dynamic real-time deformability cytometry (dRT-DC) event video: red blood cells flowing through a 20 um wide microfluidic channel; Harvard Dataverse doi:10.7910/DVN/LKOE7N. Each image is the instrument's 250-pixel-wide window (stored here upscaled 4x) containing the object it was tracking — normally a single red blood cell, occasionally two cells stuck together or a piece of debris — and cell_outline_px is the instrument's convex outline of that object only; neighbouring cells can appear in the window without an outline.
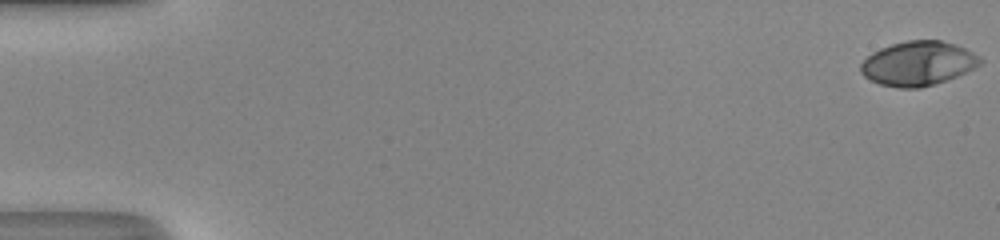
{"species": "human", "species_latin": "Homo sapiens", "temperature_condition": "room temperature", "stored_images_in_passage": 52, "camera_frame_rate_fps": 3000, "um_per_image_px": 0.085, "donor": {"sex": "male"}, "frame": {"image": 1, "passage_image": 1, "time_ms": 0.0, "image_size_px": [1000, 240], "cell_outline_px": [[984, 60], [976, 68], [956, 76], [920, 88], [900, 88], [880, 84], [864, 76], [860, 72], [860, 64], [872, 52], [880, 48], [892, 44], [908, 40], [940, 40], [956, 44], [980, 56]], "centroid_in_image_um": [78.04, 5.38], "position_along_channel_um": 7.0, "area_um2": 30.75}}
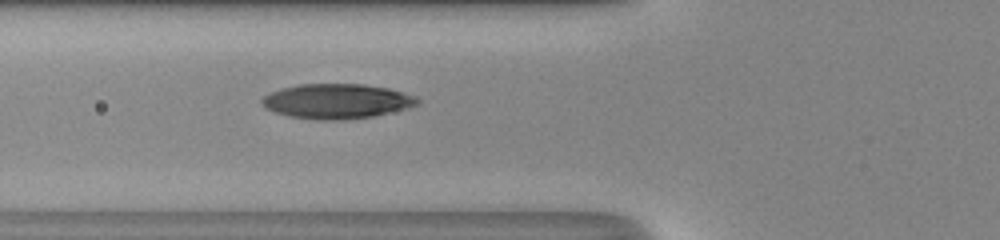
{"frame": {"image": 2, "passage_image": 21, "time_ms": 6.667, "image_size_px": [1000, 240], "cell_outline_px": [[420, 104], [372, 116], [344, 120], [316, 120], [288, 116], [264, 108], [260, 104], [260, 100], [264, 96], [272, 92], [284, 88], [300, 84], [364, 84], [388, 88], [416, 96], [420, 100]], "centroid_in_image_um": [28.6, 8.61], "position_along_channel_um": 97.2, "area_um2": 31.44}}
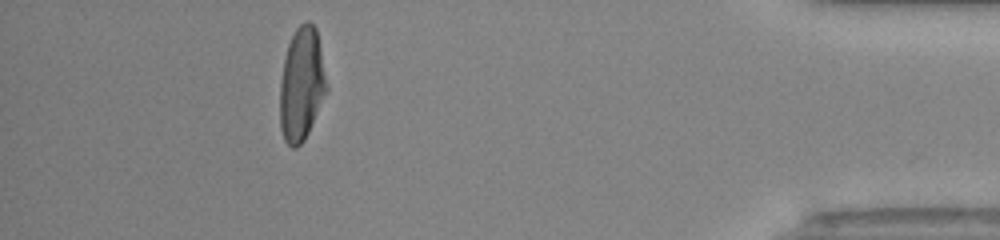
{"frame": {"image": 3, "passage_image": 47, "time_ms": 15.333, "image_size_px": [1000, 240], "cell_outline_px": [[328, 92], [304, 140], [296, 148], [292, 148], [284, 140], [280, 128], [280, 84], [284, 60], [288, 44], [296, 28], [304, 20], [308, 20], [316, 28], [328, 88]], "centroid_in_image_um": [25.64, 7.18], "position_along_channel_um": 409.6, "area_um2": 30.87}, "authors_computed_cell_mechanics": {"area_um2": 30.7496, "velocity_mm_per_s": 4.2138, "shape_relaxation_time_tau1_ms": 4.5781, "shape_relaxation_time_tau2_ms": 0.7724, "deformation_change_tau1": 0.2427, "deformation_change_tau2": 0.0477}}